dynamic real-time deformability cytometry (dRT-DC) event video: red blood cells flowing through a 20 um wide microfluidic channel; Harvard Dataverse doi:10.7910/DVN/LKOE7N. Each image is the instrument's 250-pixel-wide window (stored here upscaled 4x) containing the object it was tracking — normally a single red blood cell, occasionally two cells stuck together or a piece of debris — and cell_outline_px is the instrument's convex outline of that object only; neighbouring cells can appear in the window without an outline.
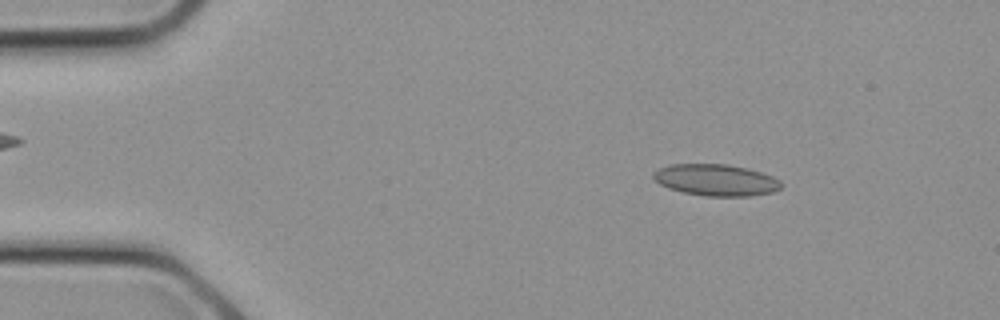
{"species": "common noctule bat (a hibernating species)", "species_latin": "Nyctalus noctula", "temperature_condition": "cold", "stored_images_in_passage": 7, "camera_frame_rate_fps": 3000, "um_per_image_px": 0.085, "animal": {"sex": "female", "body_mass_g": 21.9}, "frame": {"image": 1, "passage_image": 3, "time_ms": 0.667, "image_size_px": [1000, 320], "cell_outline_px": [[780, 188], [772, 192], [748, 196], [704, 196], [684, 192], [668, 188], [660, 184], [652, 176], [652, 172], [660, 168], [672, 164], [728, 164], [748, 168], [772, 176], [780, 180]], "centroid_in_image_um": [60.84, 15.29], "position_along_channel_um": 24.2, "area_um2": 23.41}}
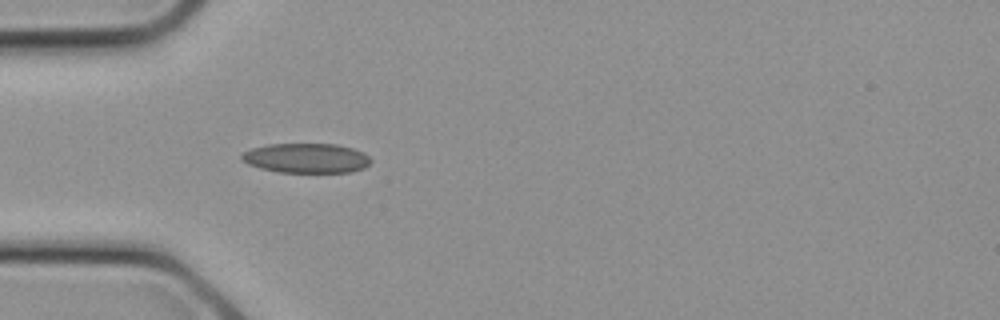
{"frame": {"image": 2, "passage_image": 7, "time_ms": 2.0, "image_size_px": [1000, 320], "cell_outline_px": [[372, 160], [364, 168], [352, 172], [280, 172], [260, 168], [248, 164], [240, 160], [240, 156], [244, 152], [252, 148], [268, 144], [336, 144], [352, 148], [364, 152]], "centroid_in_image_um": [26.03, 13.44], "position_along_channel_um": 59.0, "area_um2": 22.37}}